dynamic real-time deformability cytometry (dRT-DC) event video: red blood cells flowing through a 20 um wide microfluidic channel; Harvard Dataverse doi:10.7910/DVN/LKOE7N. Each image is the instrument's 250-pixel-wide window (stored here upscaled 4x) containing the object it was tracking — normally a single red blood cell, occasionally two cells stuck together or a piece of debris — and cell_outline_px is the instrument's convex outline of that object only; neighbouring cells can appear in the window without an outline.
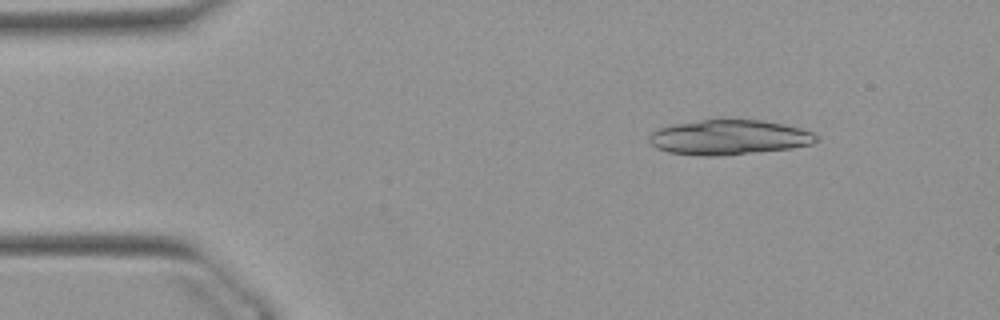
{"species": "Egyptian fruit bat (a non-hibernating species)", "species_latin": "Rousettus aegyptiacus", "temperature_condition": "warm", "stored_images_in_passage": 50, "camera_frame_rate_fps": 3000, "um_per_image_px": 0.085, "animal": {"sex": "female"}, "frame": {"image": 1, "passage_image": 6, "time_ms": 1.667, "image_size_px": [1000, 320], "cell_outline_px": [[820, 140], [812, 144], [792, 148], [716, 156], [700, 156], [668, 152], [656, 148], [648, 140], [648, 136], [652, 132], [660, 128], [676, 124], [720, 116], [764, 120], [784, 124], [800, 128], [812, 132], [820, 136]], "centroid_in_image_um": [61.99, 11.63], "position_along_channel_um": 23.0, "area_um2": 34.91}}